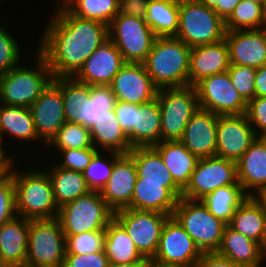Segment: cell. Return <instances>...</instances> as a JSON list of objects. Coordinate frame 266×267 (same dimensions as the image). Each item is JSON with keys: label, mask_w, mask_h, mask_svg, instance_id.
<instances>
[{"label": "cell", "mask_w": 266, "mask_h": 267, "mask_svg": "<svg viewBox=\"0 0 266 267\" xmlns=\"http://www.w3.org/2000/svg\"><path fill=\"white\" fill-rule=\"evenodd\" d=\"M169 217L164 213L131 208L119 209L114 213V218L124 227L137 250L150 260L158 250L161 231Z\"/></svg>", "instance_id": "obj_11"}, {"label": "cell", "mask_w": 266, "mask_h": 267, "mask_svg": "<svg viewBox=\"0 0 266 267\" xmlns=\"http://www.w3.org/2000/svg\"><path fill=\"white\" fill-rule=\"evenodd\" d=\"M218 115L198 108L189 120L180 140L198 158L216 156Z\"/></svg>", "instance_id": "obj_21"}, {"label": "cell", "mask_w": 266, "mask_h": 267, "mask_svg": "<svg viewBox=\"0 0 266 267\" xmlns=\"http://www.w3.org/2000/svg\"><path fill=\"white\" fill-rule=\"evenodd\" d=\"M128 154L133 158L137 178L142 182L175 183L159 152L153 147H135Z\"/></svg>", "instance_id": "obj_34"}, {"label": "cell", "mask_w": 266, "mask_h": 267, "mask_svg": "<svg viewBox=\"0 0 266 267\" xmlns=\"http://www.w3.org/2000/svg\"><path fill=\"white\" fill-rule=\"evenodd\" d=\"M114 213L99 191H90L59 207L57 219L64 235L71 236L88 231L105 230L114 219Z\"/></svg>", "instance_id": "obj_6"}, {"label": "cell", "mask_w": 266, "mask_h": 267, "mask_svg": "<svg viewBox=\"0 0 266 267\" xmlns=\"http://www.w3.org/2000/svg\"><path fill=\"white\" fill-rule=\"evenodd\" d=\"M135 147H151L161 142V112L157 97L141 105L135 104V127L127 135Z\"/></svg>", "instance_id": "obj_28"}, {"label": "cell", "mask_w": 266, "mask_h": 267, "mask_svg": "<svg viewBox=\"0 0 266 267\" xmlns=\"http://www.w3.org/2000/svg\"><path fill=\"white\" fill-rule=\"evenodd\" d=\"M256 71V68L244 65H230L227 70L231 83L247 103L255 98Z\"/></svg>", "instance_id": "obj_45"}, {"label": "cell", "mask_w": 266, "mask_h": 267, "mask_svg": "<svg viewBox=\"0 0 266 267\" xmlns=\"http://www.w3.org/2000/svg\"><path fill=\"white\" fill-rule=\"evenodd\" d=\"M0 267H10L2 260L1 256H0Z\"/></svg>", "instance_id": "obj_63"}, {"label": "cell", "mask_w": 266, "mask_h": 267, "mask_svg": "<svg viewBox=\"0 0 266 267\" xmlns=\"http://www.w3.org/2000/svg\"><path fill=\"white\" fill-rule=\"evenodd\" d=\"M255 97H266V65L257 68L255 74Z\"/></svg>", "instance_id": "obj_54"}, {"label": "cell", "mask_w": 266, "mask_h": 267, "mask_svg": "<svg viewBox=\"0 0 266 267\" xmlns=\"http://www.w3.org/2000/svg\"><path fill=\"white\" fill-rule=\"evenodd\" d=\"M150 1V0H148ZM167 1H170V2H179L180 0H167Z\"/></svg>", "instance_id": "obj_66"}, {"label": "cell", "mask_w": 266, "mask_h": 267, "mask_svg": "<svg viewBox=\"0 0 266 267\" xmlns=\"http://www.w3.org/2000/svg\"><path fill=\"white\" fill-rule=\"evenodd\" d=\"M6 21L8 22V20L3 19L2 26L0 24V74L9 72L23 60L21 55L23 51L20 42H18V37L8 30Z\"/></svg>", "instance_id": "obj_43"}, {"label": "cell", "mask_w": 266, "mask_h": 267, "mask_svg": "<svg viewBox=\"0 0 266 267\" xmlns=\"http://www.w3.org/2000/svg\"><path fill=\"white\" fill-rule=\"evenodd\" d=\"M148 0H119V14L145 19Z\"/></svg>", "instance_id": "obj_51"}, {"label": "cell", "mask_w": 266, "mask_h": 267, "mask_svg": "<svg viewBox=\"0 0 266 267\" xmlns=\"http://www.w3.org/2000/svg\"><path fill=\"white\" fill-rule=\"evenodd\" d=\"M116 101L141 105L157 97L158 87L147 74L144 64L125 63L109 84Z\"/></svg>", "instance_id": "obj_17"}, {"label": "cell", "mask_w": 266, "mask_h": 267, "mask_svg": "<svg viewBox=\"0 0 266 267\" xmlns=\"http://www.w3.org/2000/svg\"><path fill=\"white\" fill-rule=\"evenodd\" d=\"M50 21L35 49L45 58L53 78L73 77L86 59L109 38L102 22L75 17L62 4L52 7Z\"/></svg>", "instance_id": "obj_1"}, {"label": "cell", "mask_w": 266, "mask_h": 267, "mask_svg": "<svg viewBox=\"0 0 266 267\" xmlns=\"http://www.w3.org/2000/svg\"><path fill=\"white\" fill-rule=\"evenodd\" d=\"M98 151L94 146L91 148L62 150L58 152L59 155H56L59 159L54 163L58 167L82 173Z\"/></svg>", "instance_id": "obj_46"}, {"label": "cell", "mask_w": 266, "mask_h": 267, "mask_svg": "<svg viewBox=\"0 0 266 267\" xmlns=\"http://www.w3.org/2000/svg\"><path fill=\"white\" fill-rule=\"evenodd\" d=\"M72 15L109 26L119 12V0H66L62 4Z\"/></svg>", "instance_id": "obj_38"}, {"label": "cell", "mask_w": 266, "mask_h": 267, "mask_svg": "<svg viewBox=\"0 0 266 267\" xmlns=\"http://www.w3.org/2000/svg\"><path fill=\"white\" fill-rule=\"evenodd\" d=\"M149 267H195V266H184V265L162 264V263H157V262H150Z\"/></svg>", "instance_id": "obj_57"}, {"label": "cell", "mask_w": 266, "mask_h": 267, "mask_svg": "<svg viewBox=\"0 0 266 267\" xmlns=\"http://www.w3.org/2000/svg\"><path fill=\"white\" fill-rule=\"evenodd\" d=\"M181 197L182 189L176 183L142 182V178H136L131 204L127 208L172 216Z\"/></svg>", "instance_id": "obj_20"}, {"label": "cell", "mask_w": 266, "mask_h": 267, "mask_svg": "<svg viewBox=\"0 0 266 267\" xmlns=\"http://www.w3.org/2000/svg\"><path fill=\"white\" fill-rule=\"evenodd\" d=\"M241 0H221V5H216L213 10L226 21L233 13L236 5Z\"/></svg>", "instance_id": "obj_55"}, {"label": "cell", "mask_w": 266, "mask_h": 267, "mask_svg": "<svg viewBox=\"0 0 266 267\" xmlns=\"http://www.w3.org/2000/svg\"><path fill=\"white\" fill-rule=\"evenodd\" d=\"M195 267H238L228 258L216 252L203 253Z\"/></svg>", "instance_id": "obj_52"}, {"label": "cell", "mask_w": 266, "mask_h": 267, "mask_svg": "<svg viewBox=\"0 0 266 267\" xmlns=\"http://www.w3.org/2000/svg\"><path fill=\"white\" fill-rule=\"evenodd\" d=\"M256 4H261L266 9V0H250Z\"/></svg>", "instance_id": "obj_60"}, {"label": "cell", "mask_w": 266, "mask_h": 267, "mask_svg": "<svg viewBox=\"0 0 266 267\" xmlns=\"http://www.w3.org/2000/svg\"><path fill=\"white\" fill-rule=\"evenodd\" d=\"M54 164V165H52ZM42 166L48 173L54 192V199L58 207L65 203L74 201L80 196L88 194V188L83 174L74 170L58 167L54 161L51 166Z\"/></svg>", "instance_id": "obj_32"}, {"label": "cell", "mask_w": 266, "mask_h": 267, "mask_svg": "<svg viewBox=\"0 0 266 267\" xmlns=\"http://www.w3.org/2000/svg\"><path fill=\"white\" fill-rule=\"evenodd\" d=\"M149 265H150V259L144 257L141 261L132 262L128 264L109 263L108 267H149Z\"/></svg>", "instance_id": "obj_56"}, {"label": "cell", "mask_w": 266, "mask_h": 267, "mask_svg": "<svg viewBox=\"0 0 266 267\" xmlns=\"http://www.w3.org/2000/svg\"><path fill=\"white\" fill-rule=\"evenodd\" d=\"M216 253L228 258L238 267H265L266 261L260 244L234 231L228 225L223 230Z\"/></svg>", "instance_id": "obj_25"}, {"label": "cell", "mask_w": 266, "mask_h": 267, "mask_svg": "<svg viewBox=\"0 0 266 267\" xmlns=\"http://www.w3.org/2000/svg\"><path fill=\"white\" fill-rule=\"evenodd\" d=\"M124 64L121 52L108 38L86 59L73 78L89 86H109Z\"/></svg>", "instance_id": "obj_18"}, {"label": "cell", "mask_w": 266, "mask_h": 267, "mask_svg": "<svg viewBox=\"0 0 266 267\" xmlns=\"http://www.w3.org/2000/svg\"><path fill=\"white\" fill-rule=\"evenodd\" d=\"M259 198L263 201L266 207V190L259 196Z\"/></svg>", "instance_id": "obj_61"}, {"label": "cell", "mask_w": 266, "mask_h": 267, "mask_svg": "<svg viewBox=\"0 0 266 267\" xmlns=\"http://www.w3.org/2000/svg\"><path fill=\"white\" fill-rule=\"evenodd\" d=\"M190 50L174 36L156 37L143 64L158 88L189 86Z\"/></svg>", "instance_id": "obj_3"}, {"label": "cell", "mask_w": 266, "mask_h": 267, "mask_svg": "<svg viewBox=\"0 0 266 267\" xmlns=\"http://www.w3.org/2000/svg\"><path fill=\"white\" fill-rule=\"evenodd\" d=\"M65 1H66V0H58L57 2H54V1H53L52 3H54V4H55V3H56V4H63Z\"/></svg>", "instance_id": "obj_64"}, {"label": "cell", "mask_w": 266, "mask_h": 267, "mask_svg": "<svg viewBox=\"0 0 266 267\" xmlns=\"http://www.w3.org/2000/svg\"><path fill=\"white\" fill-rule=\"evenodd\" d=\"M1 76L2 74H0V105H1Z\"/></svg>", "instance_id": "obj_65"}, {"label": "cell", "mask_w": 266, "mask_h": 267, "mask_svg": "<svg viewBox=\"0 0 266 267\" xmlns=\"http://www.w3.org/2000/svg\"><path fill=\"white\" fill-rule=\"evenodd\" d=\"M17 216L15 186L12 175H0V226Z\"/></svg>", "instance_id": "obj_47"}, {"label": "cell", "mask_w": 266, "mask_h": 267, "mask_svg": "<svg viewBox=\"0 0 266 267\" xmlns=\"http://www.w3.org/2000/svg\"><path fill=\"white\" fill-rule=\"evenodd\" d=\"M161 142L180 141L193 113L199 108L195 86L159 88Z\"/></svg>", "instance_id": "obj_8"}, {"label": "cell", "mask_w": 266, "mask_h": 267, "mask_svg": "<svg viewBox=\"0 0 266 267\" xmlns=\"http://www.w3.org/2000/svg\"><path fill=\"white\" fill-rule=\"evenodd\" d=\"M39 165L38 170L26 166V169L20 170L13 164L9 172L15 186L17 216L28 220L57 218L59 211L52 181L47 171Z\"/></svg>", "instance_id": "obj_2"}, {"label": "cell", "mask_w": 266, "mask_h": 267, "mask_svg": "<svg viewBox=\"0 0 266 267\" xmlns=\"http://www.w3.org/2000/svg\"><path fill=\"white\" fill-rule=\"evenodd\" d=\"M230 67L228 45L220 42L191 47L189 86H195L203 78L225 72Z\"/></svg>", "instance_id": "obj_24"}, {"label": "cell", "mask_w": 266, "mask_h": 267, "mask_svg": "<svg viewBox=\"0 0 266 267\" xmlns=\"http://www.w3.org/2000/svg\"><path fill=\"white\" fill-rule=\"evenodd\" d=\"M121 155V153L115 151L99 150L93 156L90 164L82 172L86 184L91 191L100 192L105 187L111 176L114 162Z\"/></svg>", "instance_id": "obj_41"}, {"label": "cell", "mask_w": 266, "mask_h": 267, "mask_svg": "<svg viewBox=\"0 0 266 267\" xmlns=\"http://www.w3.org/2000/svg\"><path fill=\"white\" fill-rule=\"evenodd\" d=\"M195 88L199 108L217 115L246 114L247 102L231 83L227 71L203 78Z\"/></svg>", "instance_id": "obj_13"}, {"label": "cell", "mask_w": 266, "mask_h": 267, "mask_svg": "<svg viewBox=\"0 0 266 267\" xmlns=\"http://www.w3.org/2000/svg\"><path fill=\"white\" fill-rule=\"evenodd\" d=\"M266 28V9L250 0H241L225 21L226 31Z\"/></svg>", "instance_id": "obj_39"}, {"label": "cell", "mask_w": 266, "mask_h": 267, "mask_svg": "<svg viewBox=\"0 0 266 267\" xmlns=\"http://www.w3.org/2000/svg\"><path fill=\"white\" fill-rule=\"evenodd\" d=\"M104 251L109 263L128 264L144 257L124 227L114 218L105 229Z\"/></svg>", "instance_id": "obj_33"}, {"label": "cell", "mask_w": 266, "mask_h": 267, "mask_svg": "<svg viewBox=\"0 0 266 267\" xmlns=\"http://www.w3.org/2000/svg\"><path fill=\"white\" fill-rule=\"evenodd\" d=\"M90 134L97 150L127 154L132 149L127 134L118 123L114 109L93 124Z\"/></svg>", "instance_id": "obj_31"}, {"label": "cell", "mask_w": 266, "mask_h": 267, "mask_svg": "<svg viewBox=\"0 0 266 267\" xmlns=\"http://www.w3.org/2000/svg\"><path fill=\"white\" fill-rule=\"evenodd\" d=\"M115 103L116 97L109 86H91L89 99L78 110L77 123L90 129L98 119L114 109Z\"/></svg>", "instance_id": "obj_37"}, {"label": "cell", "mask_w": 266, "mask_h": 267, "mask_svg": "<svg viewBox=\"0 0 266 267\" xmlns=\"http://www.w3.org/2000/svg\"><path fill=\"white\" fill-rule=\"evenodd\" d=\"M66 237L57 218L29 220L25 267L64 264Z\"/></svg>", "instance_id": "obj_9"}, {"label": "cell", "mask_w": 266, "mask_h": 267, "mask_svg": "<svg viewBox=\"0 0 266 267\" xmlns=\"http://www.w3.org/2000/svg\"><path fill=\"white\" fill-rule=\"evenodd\" d=\"M66 237V254H90L104 250L105 230H94Z\"/></svg>", "instance_id": "obj_44"}, {"label": "cell", "mask_w": 266, "mask_h": 267, "mask_svg": "<svg viewBox=\"0 0 266 267\" xmlns=\"http://www.w3.org/2000/svg\"><path fill=\"white\" fill-rule=\"evenodd\" d=\"M32 57L34 67L19 64L2 74L1 104L29 108L53 80L45 58L36 49Z\"/></svg>", "instance_id": "obj_4"}, {"label": "cell", "mask_w": 266, "mask_h": 267, "mask_svg": "<svg viewBox=\"0 0 266 267\" xmlns=\"http://www.w3.org/2000/svg\"><path fill=\"white\" fill-rule=\"evenodd\" d=\"M91 147L93 143L90 129L78 123L66 122L45 145L44 150L51 149L53 153L55 150L57 154L62 150Z\"/></svg>", "instance_id": "obj_40"}, {"label": "cell", "mask_w": 266, "mask_h": 267, "mask_svg": "<svg viewBox=\"0 0 266 267\" xmlns=\"http://www.w3.org/2000/svg\"><path fill=\"white\" fill-rule=\"evenodd\" d=\"M216 156L237 162L259 137L246 114L218 115Z\"/></svg>", "instance_id": "obj_16"}, {"label": "cell", "mask_w": 266, "mask_h": 267, "mask_svg": "<svg viewBox=\"0 0 266 267\" xmlns=\"http://www.w3.org/2000/svg\"><path fill=\"white\" fill-rule=\"evenodd\" d=\"M153 147L159 152L174 182L183 190L189 183L199 158L181 141H164Z\"/></svg>", "instance_id": "obj_30"}, {"label": "cell", "mask_w": 266, "mask_h": 267, "mask_svg": "<svg viewBox=\"0 0 266 267\" xmlns=\"http://www.w3.org/2000/svg\"><path fill=\"white\" fill-rule=\"evenodd\" d=\"M225 21L198 0L179 1V27L174 36L191 47L214 44L224 39Z\"/></svg>", "instance_id": "obj_5"}, {"label": "cell", "mask_w": 266, "mask_h": 267, "mask_svg": "<svg viewBox=\"0 0 266 267\" xmlns=\"http://www.w3.org/2000/svg\"><path fill=\"white\" fill-rule=\"evenodd\" d=\"M4 145L0 138V175L9 173L12 165L18 163V161L15 162L17 160V158H14L16 157L15 153L13 152V155L12 153L10 154V151L6 150V145Z\"/></svg>", "instance_id": "obj_53"}, {"label": "cell", "mask_w": 266, "mask_h": 267, "mask_svg": "<svg viewBox=\"0 0 266 267\" xmlns=\"http://www.w3.org/2000/svg\"><path fill=\"white\" fill-rule=\"evenodd\" d=\"M136 178L133 158L128 153L122 154L114 162L111 176L100 191L102 198L114 211L127 208L131 204Z\"/></svg>", "instance_id": "obj_23"}, {"label": "cell", "mask_w": 266, "mask_h": 267, "mask_svg": "<svg viewBox=\"0 0 266 267\" xmlns=\"http://www.w3.org/2000/svg\"><path fill=\"white\" fill-rule=\"evenodd\" d=\"M12 137L11 140L19 141L22 144L27 142L32 145V141L36 144L41 143L43 150L45 144L37 136V132L34 125V120L31 111L27 107L21 106H9L5 104L0 105V138L2 142L8 144L6 140L8 137Z\"/></svg>", "instance_id": "obj_27"}, {"label": "cell", "mask_w": 266, "mask_h": 267, "mask_svg": "<svg viewBox=\"0 0 266 267\" xmlns=\"http://www.w3.org/2000/svg\"><path fill=\"white\" fill-rule=\"evenodd\" d=\"M240 184L237 163L218 156L199 158L182 198L200 201L219 187Z\"/></svg>", "instance_id": "obj_12"}, {"label": "cell", "mask_w": 266, "mask_h": 267, "mask_svg": "<svg viewBox=\"0 0 266 267\" xmlns=\"http://www.w3.org/2000/svg\"><path fill=\"white\" fill-rule=\"evenodd\" d=\"M246 116L258 136L266 137V97H255L247 103Z\"/></svg>", "instance_id": "obj_48"}, {"label": "cell", "mask_w": 266, "mask_h": 267, "mask_svg": "<svg viewBox=\"0 0 266 267\" xmlns=\"http://www.w3.org/2000/svg\"><path fill=\"white\" fill-rule=\"evenodd\" d=\"M260 247H261L262 253L266 259V228H265L264 237H263V240L260 244Z\"/></svg>", "instance_id": "obj_59"}, {"label": "cell", "mask_w": 266, "mask_h": 267, "mask_svg": "<svg viewBox=\"0 0 266 267\" xmlns=\"http://www.w3.org/2000/svg\"><path fill=\"white\" fill-rule=\"evenodd\" d=\"M145 20L157 37L175 36L179 27V2L148 1Z\"/></svg>", "instance_id": "obj_36"}, {"label": "cell", "mask_w": 266, "mask_h": 267, "mask_svg": "<svg viewBox=\"0 0 266 267\" xmlns=\"http://www.w3.org/2000/svg\"><path fill=\"white\" fill-rule=\"evenodd\" d=\"M114 111L121 128L128 135L135 127V104L116 101Z\"/></svg>", "instance_id": "obj_50"}, {"label": "cell", "mask_w": 266, "mask_h": 267, "mask_svg": "<svg viewBox=\"0 0 266 267\" xmlns=\"http://www.w3.org/2000/svg\"><path fill=\"white\" fill-rule=\"evenodd\" d=\"M209 8H214L216 5H221V0H198Z\"/></svg>", "instance_id": "obj_58"}, {"label": "cell", "mask_w": 266, "mask_h": 267, "mask_svg": "<svg viewBox=\"0 0 266 267\" xmlns=\"http://www.w3.org/2000/svg\"><path fill=\"white\" fill-rule=\"evenodd\" d=\"M108 34L125 63L141 64L145 62L157 37L145 19L119 13L108 26Z\"/></svg>", "instance_id": "obj_10"}, {"label": "cell", "mask_w": 266, "mask_h": 267, "mask_svg": "<svg viewBox=\"0 0 266 267\" xmlns=\"http://www.w3.org/2000/svg\"><path fill=\"white\" fill-rule=\"evenodd\" d=\"M29 220L16 216L0 226V256L10 267H25Z\"/></svg>", "instance_id": "obj_26"}, {"label": "cell", "mask_w": 266, "mask_h": 267, "mask_svg": "<svg viewBox=\"0 0 266 267\" xmlns=\"http://www.w3.org/2000/svg\"><path fill=\"white\" fill-rule=\"evenodd\" d=\"M91 86L73 77H62V99L66 122L77 123L78 110L90 97Z\"/></svg>", "instance_id": "obj_42"}, {"label": "cell", "mask_w": 266, "mask_h": 267, "mask_svg": "<svg viewBox=\"0 0 266 267\" xmlns=\"http://www.w3.org/2000/svg\"><path fill=\"white\" fill-rule=\"evenodd\" d=\"M228 226L261 244L266 228V207L259 197L248 196L235 210Z\"/></svg>", "instance_id": "obj_29"}, {"label": "cell", "mask_w": 266, "mask_h": 267, "mask_svg": "<svg viewBox=\"0 0 266 267\" xmlns=\"http://www.w3.org/2000/svg\"><path fill=\"white\" fill-rule=\"evenodd\" d=\"M35 267H64V264H59V265H47V266H35Z\"/></svg>", "instance_id": "obj_62"}, {"label": "cell", "mask_w": 266, "mask_h": 267, "mask_svg": "<svg viewBox=\"0 0 266 267\" xmlns=\"http://www.w3.org/2000/svg\"><path fill=\"white\" fill-rule=\"evenodd\" d=\"M248 197L241 184L219 187L200 201L218 219L228 225L237 207Z\"/></svg>", "instance_id": "obj_35"}, {"label": "cell", "mask_w": 266, "mask_h": 267, "mask_svg": "<svg viewBox=\"0 0 266 267\" xmlns=\"http://www.w3.org/2000/svg\"><path fill=\"white\" fill-rule=\"evenodd\" d=\"M237 163V179L248 196L266 190V137L259 136Z\"/></svg>", "instance_id": "obj_22"}, {"label": "cell", "mask_w": 266, "mask_h": 267, "mask_svg": "<svg viewBox=\"0 0 266 267\" xmlns=\"http://www.w3.org/2000/svg\"><path fill=\"white\" fill-rule=\"evenodd\" d=\"M105 251L90 254H66L64 267H108Z\"/></svg>", "instance_id": "obj_49"}, {"label": "cell", "mask_w": 266, "mask_h": 267, "mask_svg": "<svg viewBox=\"0 0 266 267\" xmlns=\"http://www.w3.org/2000/svg\"><path fill=\"white\" fill-rule=\"evenodd\" d=\"M202 254L180 223L170 216L163 225L158 250L150 262L195 266Z\"/></svg>", "instance_id": "obj_14"}, {"label": "cell", "mask_w": 266, "mask_h": 267, "mask_svg": "<svg viewBox=\"0 0 266 267\" xmlns=\"http://www.w3.org/2000/svg\"><path fill=\"white\" fill-rule=\"evenodd\" d=\"M172 216L189 234L202 253L218 250L226 224L215 217L201 201L181 197L178 199Z\"/></svg>", "instance_id": "obj_7"}, {"label": "cell", "mask_w": 266, "mask_h": 267, "mask_svg": "<svg viewBox=\"0 0 266 267\" xmlns=\"http://www.w3.org/2000/svg\"><path fill=\"white\" fill-rule=\"evenodd\" d=\"M230 65L259 68L266 65V28L226 31Z\"/></svg>", "instance_id": "obj_19"}, {"label": "cell", "mask_w": 266, "mask_h": 267, "mask_svg": "<svg viewBox=\"0 0 266 267\" xmlns=\"http://www.w3.org/2000/svg\"><path fill=\"white\" fill-rule=\"evenodd\" d=\"M29 109L37 136L46 145L66 123L62 99V77L53 78Z\"/></svg>", "instance_id": "obj_15"}]
</instances>
